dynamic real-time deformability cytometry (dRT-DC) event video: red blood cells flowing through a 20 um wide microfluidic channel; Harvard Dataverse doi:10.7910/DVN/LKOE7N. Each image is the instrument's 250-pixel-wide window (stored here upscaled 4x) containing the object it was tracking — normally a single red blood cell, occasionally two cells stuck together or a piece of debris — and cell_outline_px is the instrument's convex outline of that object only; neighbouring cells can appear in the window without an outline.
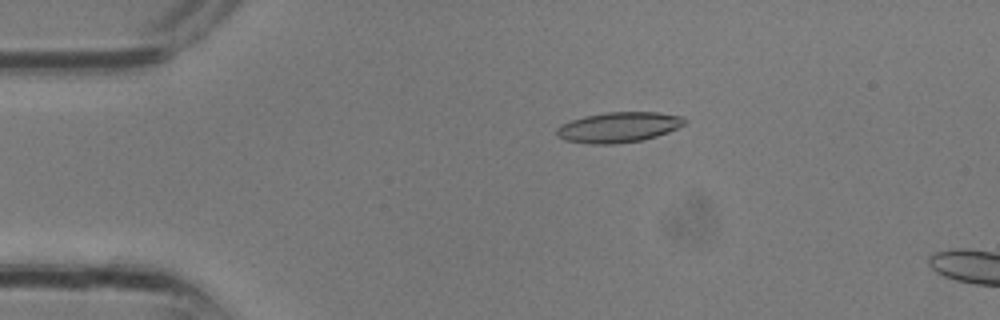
{"species": "common noctule bat (a hibernating species)", "species_latin": "Nyctalus noctula", "temperature_condition": "room temperature", "stored_images_in_passage": 10, "camera_frame_rate_fps": 3000, "um_per_image_px": 0.085, "animal": {"sex": "male", "body_mass_g": 13.3}, "frame": {"image": 1, "passage_image": 3, "time_ms": 0.667, "image_size_px": [1000, 320], "cell_outline_px": [[688, 120], [684, 124], [668, 132], [644, 140], [612, 144], [592, 144], [564, 140], [556, 136], [556, 128], [560, 124], [584, 116], [604, 112], [656, 112], [684, 116]], "centroid_in_image_um": [52.57, 10.81], "position_along_channel_um": 32.4, "area_um2": 22.77}}
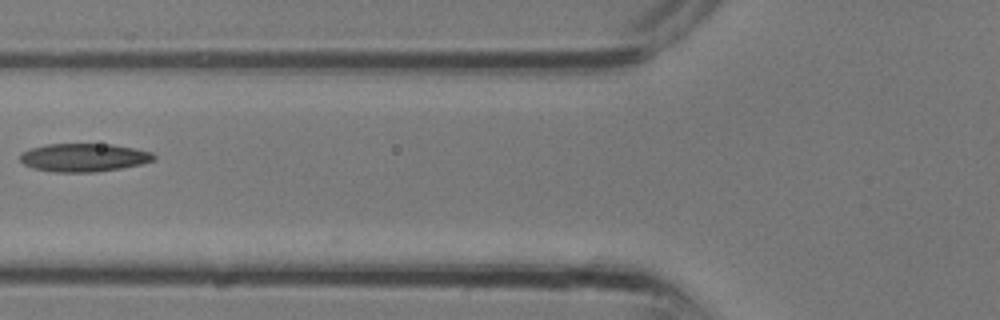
{"frame": {"image": 2, "passage_image": 9, "time_ms": 2.667, "image_size_px": [1000, 320], "cell_outline_px": [[156, 160], [140, 164], [120, 168], [96, 172], [56, 172], [32, 168], [24, 164], [20, 160], [20, 156], [24, 152], [32, 148], [48, 144], [112, 144], [136, 148], [152, 152], [156, 156]], "centroid_in_image_um": [7.17, 13.39], "position_along_channel_um": 118.6, "area_um2": 21.96}}